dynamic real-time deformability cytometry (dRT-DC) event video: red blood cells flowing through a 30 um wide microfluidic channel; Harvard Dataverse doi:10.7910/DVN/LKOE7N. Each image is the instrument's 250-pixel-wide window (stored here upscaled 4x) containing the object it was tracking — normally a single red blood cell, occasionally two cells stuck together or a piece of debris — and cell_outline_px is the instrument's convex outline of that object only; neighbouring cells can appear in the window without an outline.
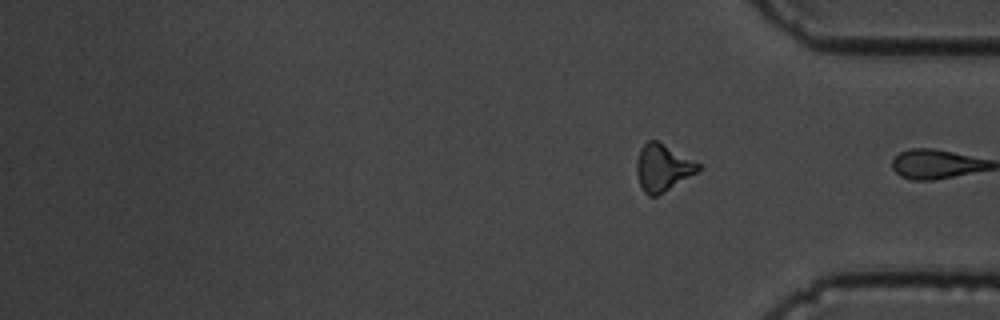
{"species": "common noctule bat (a hibernating species)", "species_latin": "Nyctalus noctula", "temperature_condition": "cold", "stored_images_in_passage": 14, "camera_frame_rate_fps": 3000, "um_per_image_px": 0.085, "animal": {"sex": "male", "body_mass_g": 19.5, "forearm_length_mm": 54.6}, "frame": {"image": 1, "passage_image": 14, "time_ms": 4.333, "image_size_px": [1000, 320], "cell_outline_px": [[704, 168], [656, 196], [648, 196], [644, 192], [640, 184], [636, 172], [636, 160], [640, 148], [648, 140], [656, 140], [700, 164]], "centroid_in_image_um": [56.31, 14.25], "position_along_channel_um": 378.9, "area_um2": 16.65}}